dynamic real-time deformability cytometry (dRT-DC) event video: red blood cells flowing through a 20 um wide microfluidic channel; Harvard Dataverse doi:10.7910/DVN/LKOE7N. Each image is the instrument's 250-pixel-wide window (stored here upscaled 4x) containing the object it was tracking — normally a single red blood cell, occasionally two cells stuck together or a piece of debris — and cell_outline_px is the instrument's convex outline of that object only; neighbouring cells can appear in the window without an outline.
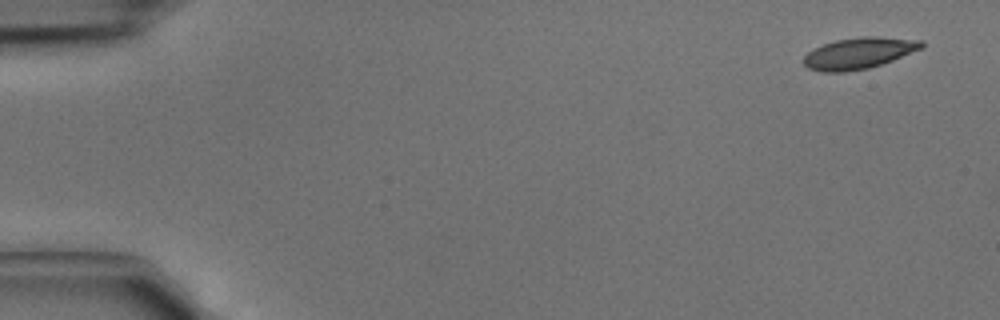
{"species": "common noctule bat (a hibernating species)", "species_latin": "Nyctalus noctula", "temperature_condition": "cold", "stored_images_in_passage": 4, "camera_frame_rate_fps": 3000, "um_per_image_px": 0.085, "animal": {"sex": "male", "body_mass_g": 15.6}, "frame": {"image": 1, "passage_image": 1, "time_ms": 0.0, "image_size_px": [1000, 320], "cell_outline_px": [[924, 48], [892, 60], [868, 68], [844, 72], [820, 72], [808, 68], [804, 64], [804, 56], [808, 52], [824, 44], [836, 40], [864, 36], [872, 36], [924, 40]], "centroid_in_image_um": [73.03, 4.52], "position_along_channel_um": 12.0, "area_um2": 21.39}}
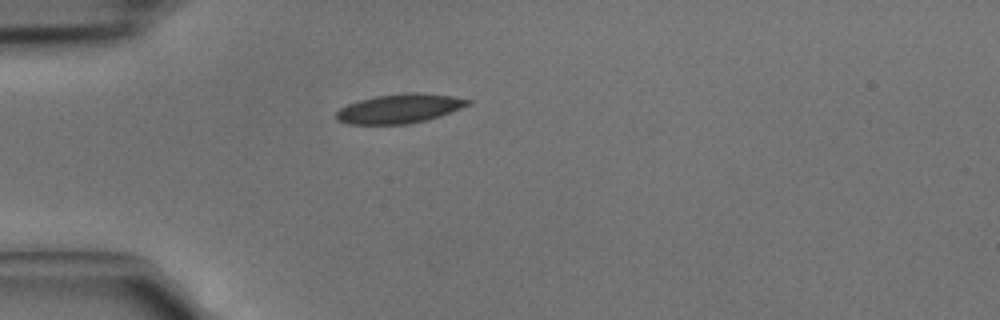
{"frame": {"image": 2, "passage_image": 4, "time_ms": 1.0, "image_size_px": [1000, 320], "cell_outline_px": [[472, 104], [440, 116], [428, 120], [408, 124], [348, 124], [336, 120], [336, 112], [340, 108], [348, 104], [360, 100], [376, 96], [404, 92], [420, 92], [452, 96], [472, 100]], "centroid_in_image_um": [33.99, 9.22], "position_along_channel_um": 51.0, "area_um2": 22.6}}